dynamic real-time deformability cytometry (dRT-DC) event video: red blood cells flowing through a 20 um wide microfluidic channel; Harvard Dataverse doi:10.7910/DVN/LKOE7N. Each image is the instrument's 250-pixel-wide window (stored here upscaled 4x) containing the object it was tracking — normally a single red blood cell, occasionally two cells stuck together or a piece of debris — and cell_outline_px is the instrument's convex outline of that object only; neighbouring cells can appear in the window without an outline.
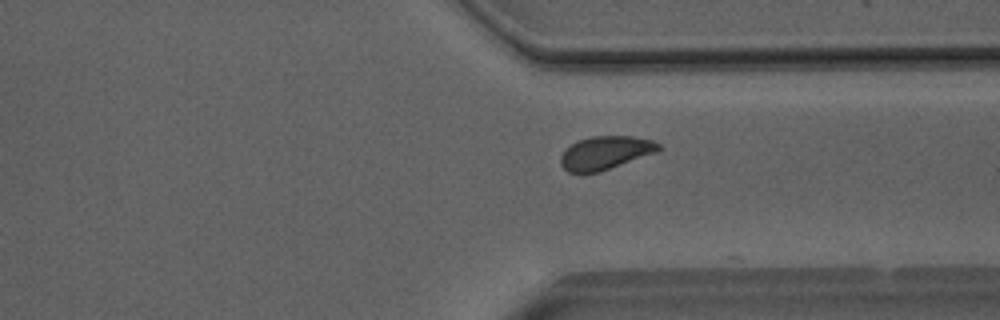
{"species": "Egyptian fruit bat (a non-hibernating species)", "species_latin": "Rousettus aegyptiacus", "temperature_condition": "room temperature", "stored_images_in_passage": 41, "camera_frame_rate_fps": 3000, "um_per_image_px": 0.085, "animal": {"sex": "male"}, "frame": {"image": 1, "passage_image": 32, "time_ms": 10.333, "image_size_px": [1000, 320], "cell_outline_px": [[664, 148], [656, 152], [600, 172], [568, 172], [560, 164], [560, 156], [576, 140], [592, 136], [632, 136], [652, 140], [660, 144]], "centroid_in_image_um": [51.48, 12.98], "position_along_channel_um": 359.9, "area_um2": 18.96}}
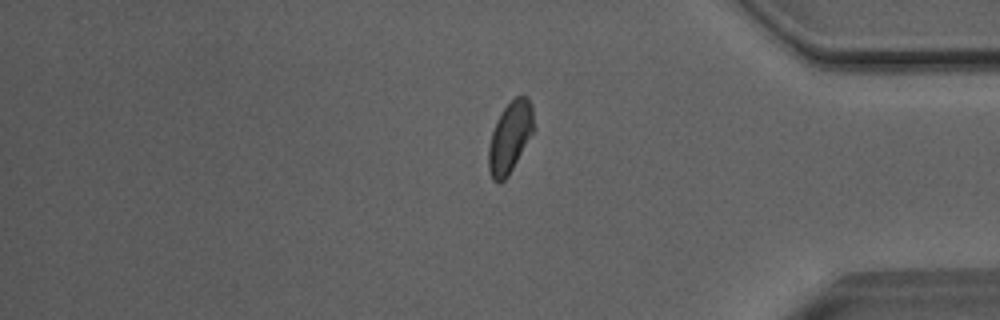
{"frame": {"image": 2, "passage_image": 36, "time_ms": 11.667, "image_size_px": [1000, 320], "cell_outline_px": [[536, 128], [508, 176], [504, 180], [492, 180], [488, 168], [488, 148], [492, 132], [496, 120], [500, 112], [516, 96], [528, 96], [532, 104]], "centroid_in_image_um": [43.38, 11.62], "position_along_channel_um": 391.8, "area_um2": 18.9}}